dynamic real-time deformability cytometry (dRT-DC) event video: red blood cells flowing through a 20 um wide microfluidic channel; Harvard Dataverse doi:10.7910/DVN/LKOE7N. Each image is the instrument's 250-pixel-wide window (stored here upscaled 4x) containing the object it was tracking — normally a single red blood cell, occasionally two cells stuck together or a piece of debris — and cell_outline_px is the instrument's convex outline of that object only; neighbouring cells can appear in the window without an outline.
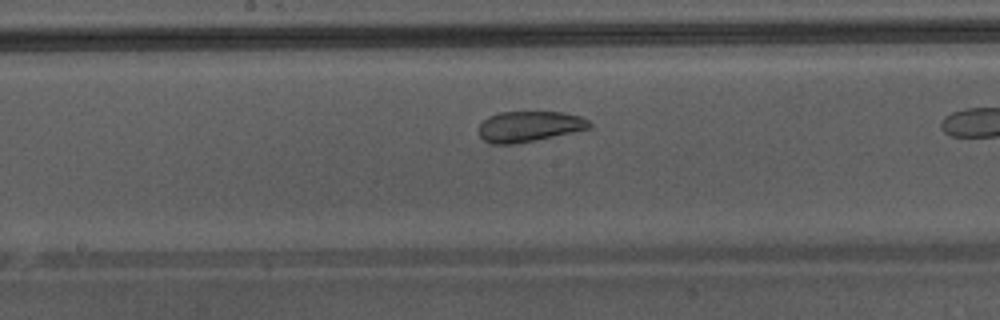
{"species": "Egyptian fruit bat (a non-hibernating species)", "species_latin": "Rousettus aegyptiacus", "temperature_condition": "warm", "stored_images_in_passage": 17, "camera_frame_rate_fps": 3000, "um_per_image_px": 0.085, "animal": {"sex": "male"}, "frame": {"image": 1, "passage_image": 12, "time_ms": 3.667, "image_size_px": [1000, 320], "cell_outline_px": [[592, 128], [512, 144], [492, 144], [484, 140], [480, 136], [480, 124], [488, 116], [500, 112], [564, 112], [580, 116], [588, 120], [592, 124]], "centroid_in_image_um": [44.99, 10.73], "position_along_channel_um": 203.2, "area_um2": 19.48}}
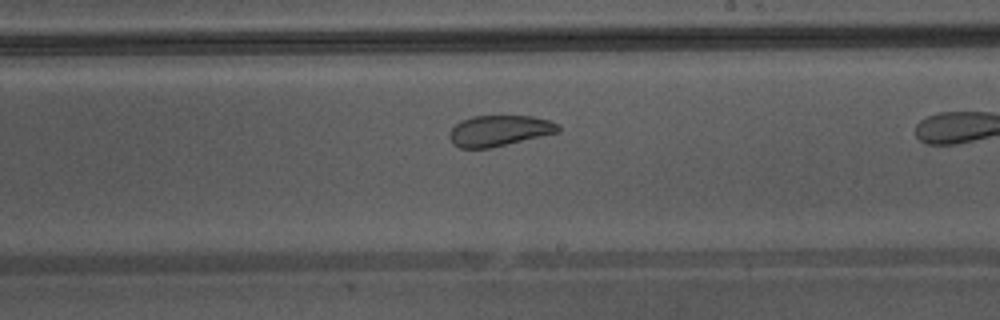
{"frame": {"image": 2, "passage_image": 15, "time_ms": 4.667, "image_size_px": [1000, 320], "cell_outline_px": [[560, 132], [492, 148], [460, 148], [452, 144], [448, 136], [448, 132], [460, 120], [472, 116], [532, 116], [548, 120], [560, 124]], "centroid_in_image_um": [42.43, 11.11], "position_along_channel_um": 246.6, "area_um2": 19.83}}